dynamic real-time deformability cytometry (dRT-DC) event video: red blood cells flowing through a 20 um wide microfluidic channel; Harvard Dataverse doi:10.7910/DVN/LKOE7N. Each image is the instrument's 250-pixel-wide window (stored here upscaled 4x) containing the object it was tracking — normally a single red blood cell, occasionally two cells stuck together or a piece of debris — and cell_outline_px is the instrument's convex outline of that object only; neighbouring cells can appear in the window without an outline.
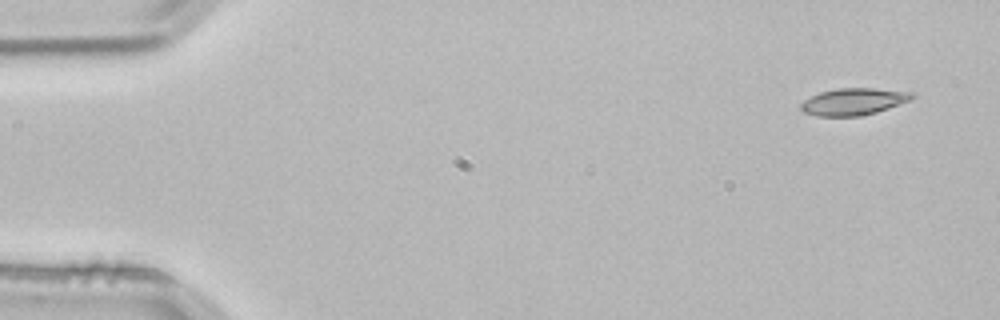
{"species": "common noctule bat (a hibernating species)", "species_latin": "Nyctalus noctula", "temperature_condition": "room temperature", "stored_images_in_passage": 4, "segment_of_instrument_passage": [1, 2], "camera_frame_rate_fps": 3000, "um_per_image_px": 0.085, "animal": {"sex": "male", "body_mass_g": 21.5, "forearm_length_mm": 52.0}, "frame": {"image": 1, "passage_image": 1, "time_ms": 0.0, "image_size_px": [1000, 320], "cell_outline_px": [[916, 96], [912, 100], [876, 112], [856, 116], [816, 116], [804, 112], [800, 108], [800, 104], [804, 100], [820, 92], [836, 88], [872, 88], [916, 92]], "centroid_in_image_um": [72.59, 8.62], "position_along_channel_um": 12.4, "area_um2": 17.51}}
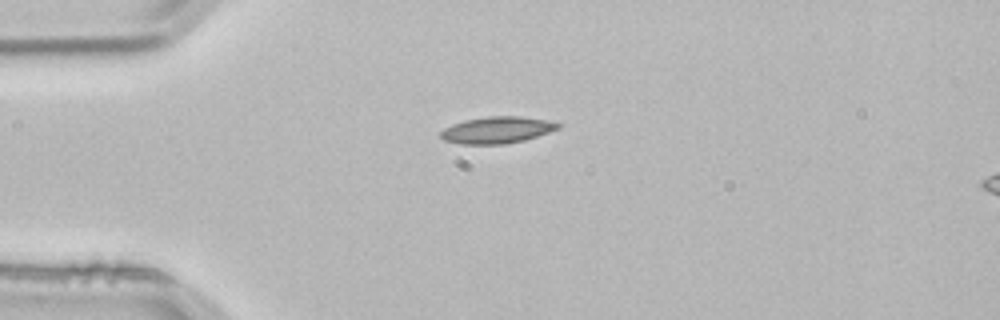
{"frame": {"image": 2, "passage_image": 3, "time_ms": 0.667, "image_size_px": [1000, 320], "cell_outline_px": [[560, 128], [524, 140], [504, 144], [460, 144], [444, 140], [440, 136], [440, 132], [444, 128], [452, 124], [464, 120], [488, 116], [520, 116], [544, 120], [560, 124]], "centroid_in_image_um": [42.19, 11.05], "position_along_channel_um": 42.8, "area_um2": 18.09}}